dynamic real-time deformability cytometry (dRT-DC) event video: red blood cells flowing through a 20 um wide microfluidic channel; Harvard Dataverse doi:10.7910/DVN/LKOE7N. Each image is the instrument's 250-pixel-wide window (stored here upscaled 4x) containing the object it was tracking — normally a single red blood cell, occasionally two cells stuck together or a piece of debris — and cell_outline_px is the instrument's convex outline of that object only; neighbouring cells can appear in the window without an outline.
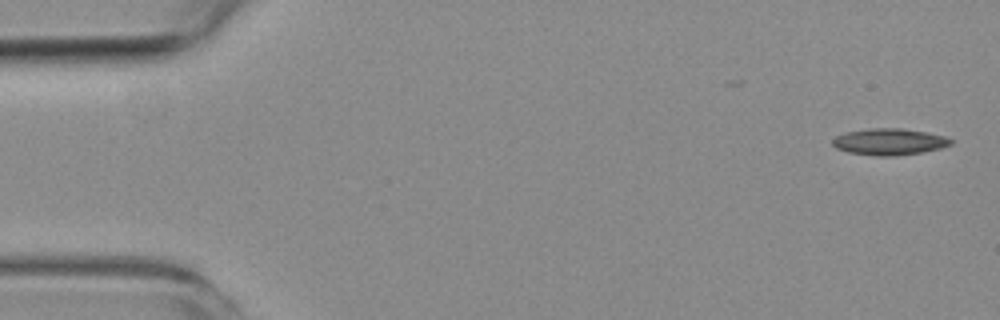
{"species": "common noctule bat (a hibernating species)", "species_latin": "Nyctalus noctula", "temperature_condition": "room temperature", "stored_images_in_passage": 3, "camera_frame_rate_fps": 3000, "um_per_image_px": 0.085, "animal": {"sex": "female", "body_mass_g": 19.3, "forearm_length_mm": 54.1}, "frame": {"image": 1, "passage_image": 1, "time_ms": 0.0, "image_size_px": [1000, 320], "cell_outline_px": [[952, 144], [940, 148], [920, 152], [892, 156], [876, 156], [848, 152], [836, 148], [832, 144], [832, 140], [836, 136], [848, 132], [868, 128], [904, 128], [944, 136], [952, 140]], "centroid_in_image_um": [75.56, 12.04], "position_along_channel_um": 9.4, "area_um2": 18.09}}